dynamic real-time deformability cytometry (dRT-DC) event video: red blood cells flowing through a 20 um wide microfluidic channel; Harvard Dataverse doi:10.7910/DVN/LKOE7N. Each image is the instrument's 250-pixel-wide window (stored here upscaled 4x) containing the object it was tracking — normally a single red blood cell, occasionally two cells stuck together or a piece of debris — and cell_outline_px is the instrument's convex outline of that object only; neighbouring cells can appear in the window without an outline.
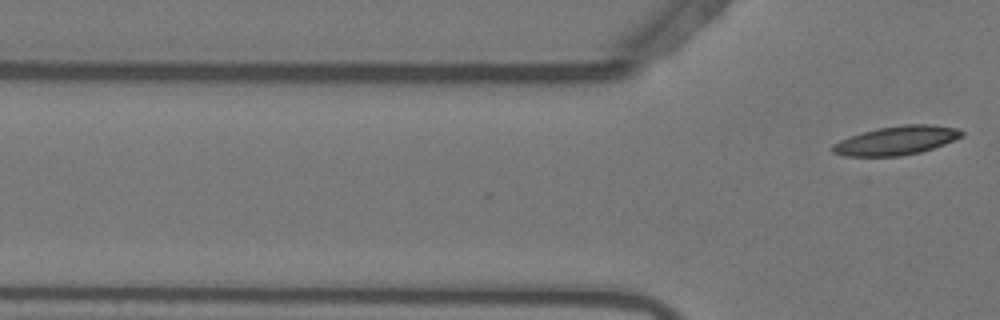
{"species": "Egyptian fruit bat (a non-hibernating species)", "species_latin": "Rousettus aegyptiacus", "temperature_condition": "warm", "stored_images_in_passage": 16, "camera_frame_rate_fps": 3000, "um_per_image_px": 0.085, "animal": {"sex": "female"}, "frame": {"image": 1, "passage_image": 16, "time_ms": 5.0, "image_size_px": [1000, 320], "cell_outline_px": [[964, 136], [944, 144], [920, 152], [900, 156], [844, 156], [832, 152], [832, 144], [840, 140], [864, 132], [880, 128], [904, 124], [932, 124], [960, 128], [964, 132]], "centroid_in_image_um": [76.24, 11.93], "position_along_channel_um": 49.6, "area_um2": 21.62}}